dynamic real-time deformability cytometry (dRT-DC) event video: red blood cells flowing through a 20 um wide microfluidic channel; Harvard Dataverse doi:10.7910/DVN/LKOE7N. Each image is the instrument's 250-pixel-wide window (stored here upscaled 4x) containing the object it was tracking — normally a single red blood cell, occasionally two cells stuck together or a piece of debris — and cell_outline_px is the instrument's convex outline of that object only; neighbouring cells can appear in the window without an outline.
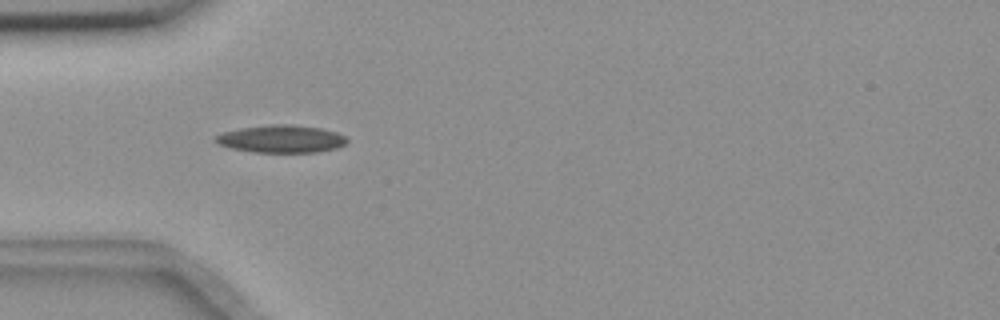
{"species": "common noctule bat (a hibernating species)", "species_latin": "Nyctalus noctula", "temperature_condition": "room temperature", "stored_images_in_passage": 38, "camera_frame_rate_fps": 3000, "um_per_image_px": 0.085, "animal": {"sex": "female", "body_mass_g": 18.4}, "frame": {"image": 1, "passage_image": 1, "time_ms": 0.0, "image_size_px": [1000, 320], "cell_outline_px": [[348, 140], [344, 144], [336, 148], [316, 152], [252, 152], [232, 148], [220, 144], [212, 140], [216, 136], [224, 132], [240, 128], [272, 124], [292, 124], [320, 128], [336, 132], [344, 136]], "centroid_in_image_um": [23.9, 11.8], "position_along_channel_um": 61.1, "area_um2": 20.98}}
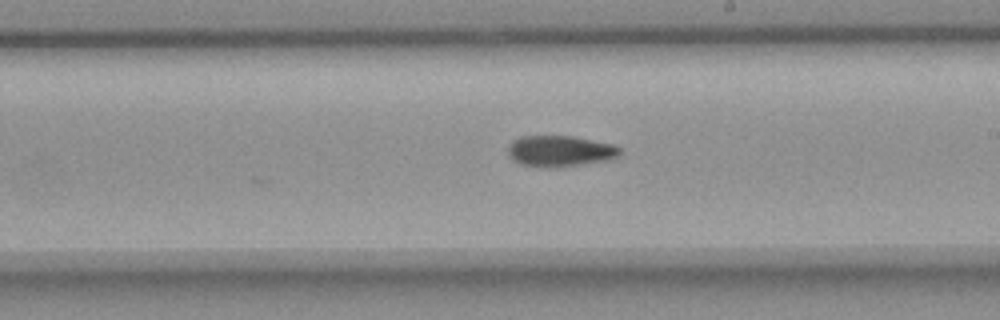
{"frame": {"image": 2, "passage_image": 16, "time_ms": 5.0, "image_size_px": [1000, 320], "cell_outline_px": [[620, 152], [612, 160], [556, 168], [540, 168], [520, 164], [512, 160], [508, 156], [508, 144], [512, 140], [520, 136], [572, 136], [612, 144], [620, 148]], "centroid_in_image_um": [47.55, 12.86], "position_along_channel_um": 241.5, "area_um2": 20.63}}
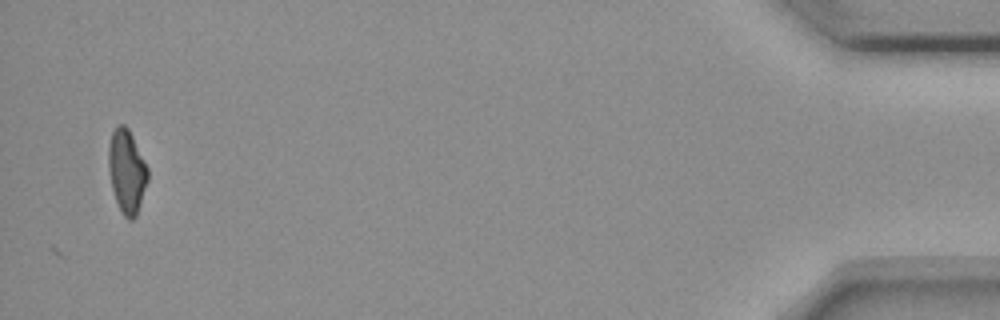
{"frame": {"image": 3, "passage_image": 38, "time_ms": 12.333, "image_size_px": [1000, 320], "cell_outline_px": [[148, 180], [136, 216], [132, 220], [128, 220], [124, 216], [116, 200], [112, 188], [108, 168], [108, 144], [112, 132], [116, 124], [124, 124], [128, 128], [148, 168]], "centroid_in_image_um": [10.76, 14.54], "position_along_channel_um": 424.4, "area_um2": 19.02}, "authors_computed_cell_mechanics": {"area_um2": 19.7387, "velocity_mm_per_s": 3.6591, "shape_relaxation_time_tau1_ms": 6.2758, "shape_relaxation_time_tau2_ms": null, "deformation_change_tau1": 0.1745, "deformation_change_tau2": null}}